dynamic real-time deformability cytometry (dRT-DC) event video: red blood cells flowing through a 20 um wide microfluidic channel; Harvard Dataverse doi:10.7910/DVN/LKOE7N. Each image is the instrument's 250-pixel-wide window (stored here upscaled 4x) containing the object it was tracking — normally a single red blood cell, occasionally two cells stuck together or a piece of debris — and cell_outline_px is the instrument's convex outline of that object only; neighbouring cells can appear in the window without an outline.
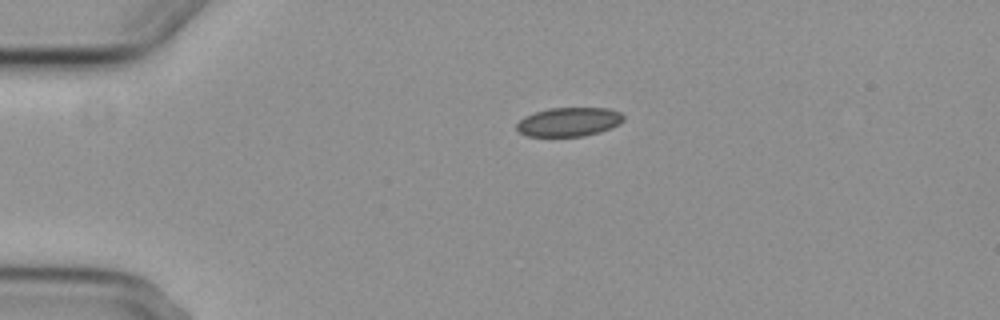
{"species": "common noctule bat (a hibernating species)", "species_latin": "Nyctalus noctula", "temperature_condition": "cold", "stored_images_in_passage": 4, "camera_frame_rate_fps": 3000, "um_per_image_px": 0.085, "animal": {"sex": "female", "body_mass_g": 29.2, "forearm_length_mm": 56.3}, "frame": {"image": 1, "passage_image": 1, "time_ms": 0.0, "image_size_px": [1000, 320], "cell_outline_px": [[624, 120], [620, 124], [612, 128], [600, 132], [584, 136], [528, 136], [520, 132], [516, 128], [516, 124], [524, 116], [532, 112], [548, 108], [608, 108], [620, 112], [624, 116]], "centroid_in_image_um": [48.37, 10.35], "position_along_channel_um": 36.6, "area_um2": 18.21}}
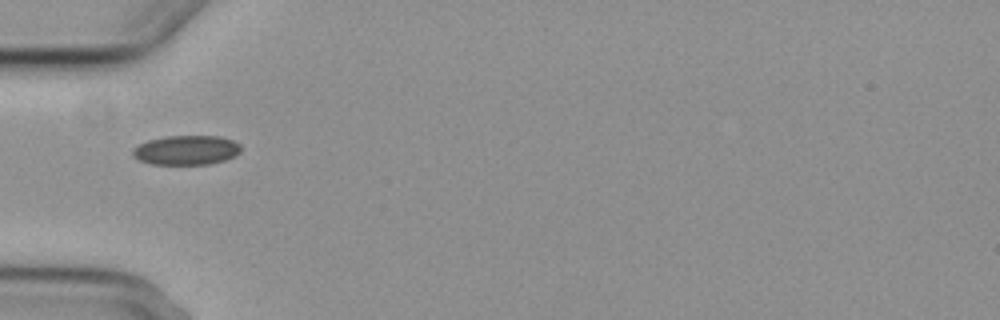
{"frame": {"image": 2, "passage_image": 3, "time_ms": 2.0, "image_size_px": [1000, 320], "cell_outline_px": [[240, 152], [236, 156], [224, 160], [208, 164], [152, 164], [140, 160], [132, 156], [132, 148], [148, 140], [164, 136], [220, 136], [232, 140], [240, 144]], "centroid_in_image_um": [15.83, 12.75], "position_along_channel_um": 69.2, "area_um2": 18.61}}
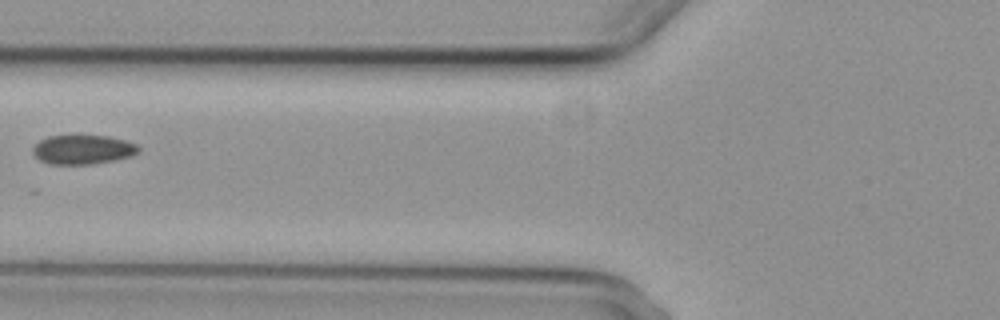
{"frame": {"image": 3, "passage_image": 4, "time_ms": 3.333, "image_size_px": [1000, 320], "cell_outline_px": [[140, 152], [132, 156], [116, 160], [92, 164], [48, 164], [40, 160], [32, 152], [32, 148], [40, 140], [48, 136], [76, 132], [108, 136], [124, 140], [136, 144], [140, 148]], "centroid_in_image_um": [7.04, 12.66], "position_along_channel_um": 118.8, "area_um2": 18.9}}